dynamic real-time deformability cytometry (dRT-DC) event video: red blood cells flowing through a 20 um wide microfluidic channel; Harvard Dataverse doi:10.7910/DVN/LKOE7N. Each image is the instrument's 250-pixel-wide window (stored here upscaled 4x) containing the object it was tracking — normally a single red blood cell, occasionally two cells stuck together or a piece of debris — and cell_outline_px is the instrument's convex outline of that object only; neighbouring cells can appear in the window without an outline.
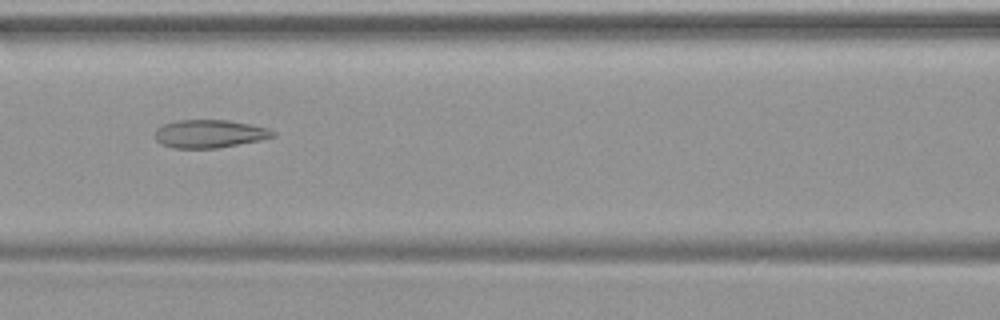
{"species": "common noctule bat (a hibernating species)", "species_latin": "Nyctalus noctula", "temperature_condition": "warm", "stored_images_in_passage": 49, "camera_frame_rate_fps": 3000, "um_per_image_px": 0.085, "animal": {"sex": "female", "body_mass_g": 19.9}, "frame": {"image": 1, "passage_image": 22, "time_ms": 7.0, "image_size_px": [1000, 320], "cell_outline_px": [[276, 136], [260, 140], [216, 148], [172, 148], [160, 144], [156, 140], [156, 128], [164, 124], [176, 120], [228, 120], [252, 124], [268, 128], [276, 132]], "centroid_in_image_um": [17.81, 11.36], "position_along_channel_um": 148.8, "area_um2": 19.36}}
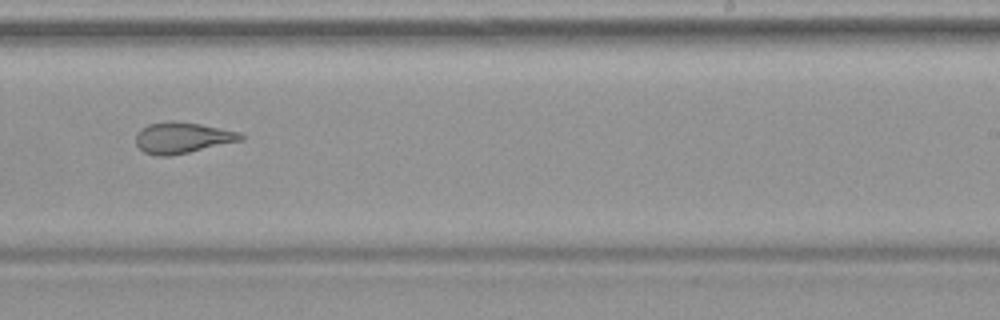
{"frame": {"image": 2, "passage_image": 31, "time_ms": 10.0, "image_size_px": [1000, 320], "cell_outline_px": [[244, 140], [172, 156], [156, 156], [144, 152], [136, 144], [136, 132], [140, 128], [148, 124], [168, 120], [172, 120], [200, 124], [240, 132], [244, 136]], "centroid_in_image_um": [15.48, 11.71], "position_along_channel_um": 273.5, "area_um2": 19.25}}
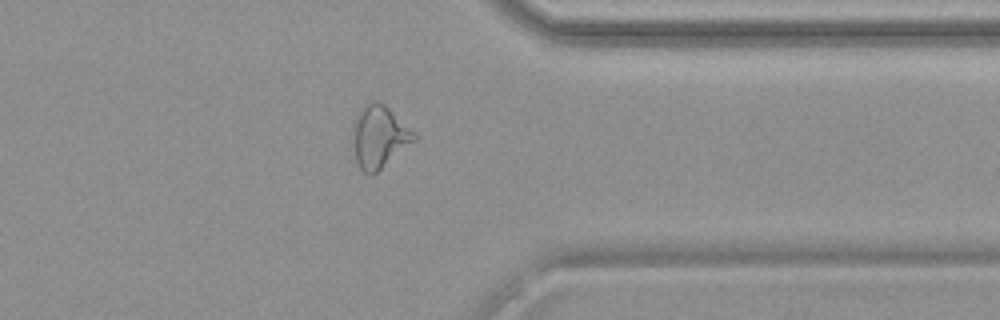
{"frame": {"image": 3, "passage_image": 39, "time_ms": 12.667, "image_size_px": [1000, 320], "cell_outline_px": [[416, 140], [372, 176], [368, 176], [360, 168], [356, 160], [352, 140], [352, 120], [360, 108], [364, 104], [372, 100], [376, 100], [384, 104], [416, 132]], "centroid_in_image_um": [32.2, 11.6], "position_along_channel_um": 379.2, "area_um2": 22.72}}